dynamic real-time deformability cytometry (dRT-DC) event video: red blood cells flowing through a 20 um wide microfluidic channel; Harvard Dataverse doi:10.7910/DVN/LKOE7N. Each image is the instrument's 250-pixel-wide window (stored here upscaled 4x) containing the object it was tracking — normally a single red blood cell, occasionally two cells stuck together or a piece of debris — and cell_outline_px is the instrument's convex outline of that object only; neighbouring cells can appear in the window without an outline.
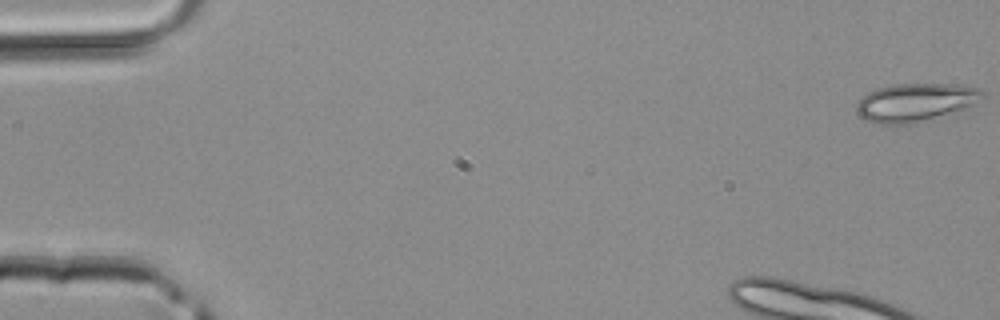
{"species": "common noctule bat (a hibernating species)", "species_latin": "Nyctalus noctula", "temperature_condition": "room temperature", "stored_images_in_passage": 11, "camera_frame_rate_fps": 3000, "um_per_image_px": 0.085, "animal": {"sex": "male", "body_mass_g": 20.4}, "frame": {"image": 1, "passage_image": 1, "time_ms": 0.0, "image_size_px": [1000, 320], "cell_outline_px": [[984, 96], [972, 104], [964, 108], [912, 124], [880, 124], [864, 120], [860, 116], [856, 108], [856, 104], [868, 92], [876, 88], [892, 84], [956, 84], [980, 88], [984, 92]], "centroid_in_image_um": [77.77, 8.69], "position_along_channel_um": 7.2, "area_um2": 27.8}}